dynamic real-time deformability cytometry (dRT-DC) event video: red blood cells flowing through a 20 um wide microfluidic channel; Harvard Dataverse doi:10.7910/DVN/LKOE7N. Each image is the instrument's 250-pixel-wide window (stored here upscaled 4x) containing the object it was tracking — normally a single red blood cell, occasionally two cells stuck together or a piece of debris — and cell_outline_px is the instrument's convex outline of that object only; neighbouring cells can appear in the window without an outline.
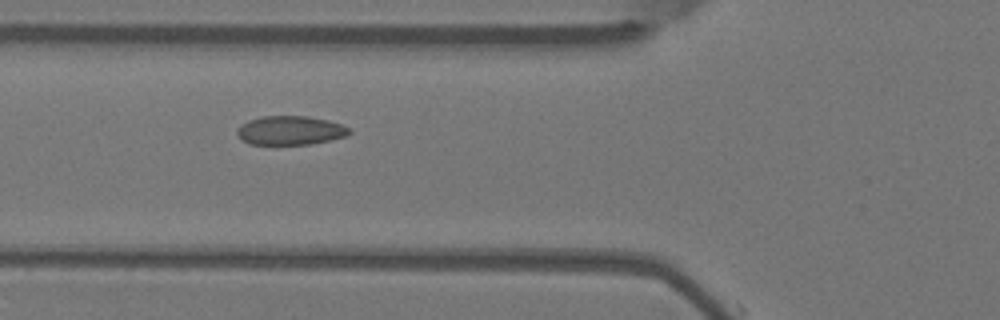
{"species": "Egyptian fruit bat (a non-hibernating species)", "species_latin": "Rousettus aegyptiacus", "temperature_condition": "warm", "stored_images_in_passage": 8, "camera_frame_rate_fps": 3000, "um_per_image_px": 0.085, "animal": {"sex": "female"}, "frame": {"image": 1, "passage_image": 5, "time_ms": 1.333, "image_size_px": [1000, 320], "cell_outline_px": [[352, 132], [348, 136], [312, 144], [252, 144], [244, 140], [236, 132], [240, 124], [248, 120], [260, 116], [308, 116], [328, 120], [340, 124], [348, 128]], "centroid_in_image_um": [24.69, 11.08], "position_along_channel_um": 101.1, "area_um2": 18.9}}
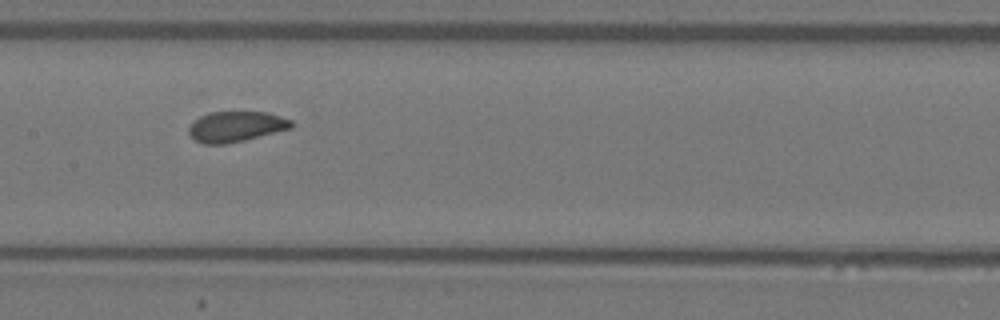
{"frame": {"image": 2, "passage_image": 7, "time_ms": 2.0, "image_size_px": [1000, 320], "cell_outline_px": [[296, 124], [292, 128], [244, 140], [224, 144], [204, 144], [196, 140], [188, 132], [188, 128], [192, 120], [208, 112], [268, 112], [292, 120]], "centroid_in_image_um": [20.06, 10.75], "position_along_channel_um": 187.3, "area_um2": 18.32}}
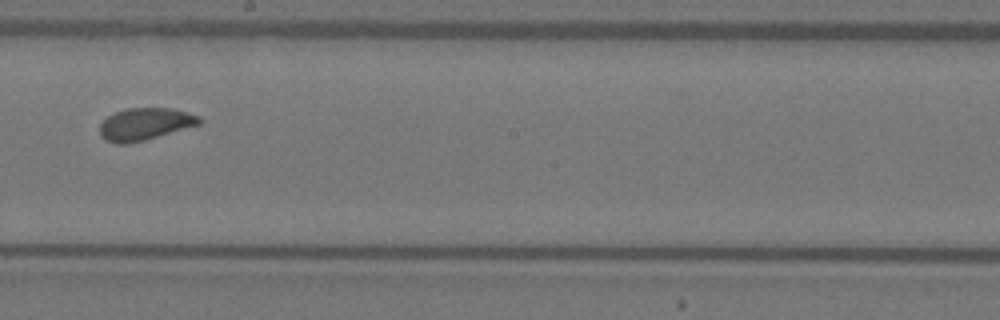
{"frame": {"image": 3, "passage_image": 8, "time_ms": 2.333, "image_size_px": [1000, 320], "cell_outline_px": [[204, 120], [200, 124], [144, 140], [124, 144], [116, 144], [104, 140], [100, 136], [100, 124], [108, 116], [116, 112], [128, 108], [172, 108], [188, 112], [200, 116]], "centroid_in_image_um": [12.33, 10.54], "position_along_channel_um": 235.9, "area_um2": 18.67}}